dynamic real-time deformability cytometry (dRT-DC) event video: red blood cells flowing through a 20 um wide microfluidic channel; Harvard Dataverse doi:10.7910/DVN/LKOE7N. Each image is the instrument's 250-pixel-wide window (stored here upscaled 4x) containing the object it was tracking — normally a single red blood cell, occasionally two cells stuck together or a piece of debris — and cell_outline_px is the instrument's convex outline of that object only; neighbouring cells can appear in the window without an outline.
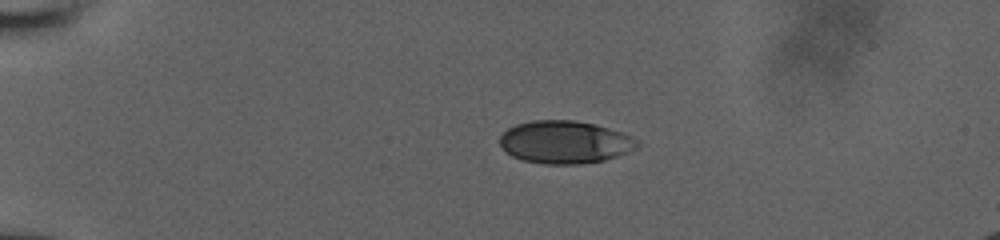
{"species": "human", "species_latin": "Homo sapiens", "temperature_condition": "room temperature", "stored_images_in_passage": 25, "camera_frame_rate_fps": 3000, "um_per_image_px": 0.085, "donor": {"sex": "male"}, "frame": {"image": 1, "passage_image": 1, "time_ms": 0.0, "image_size_px": [1000, 240], "cell_outline_px": [[640, 144], [636, 148], [628, 152], [604, 160], [580, 164], [544, 164], [524, 160], [512, 156], [504, 152], [500, 144], [500, 136], [508, 128], [516, 124], [532, 120], [572, 120], [596, 124], [632, 136], [640, 140]], "centroid_in_image_um": [48.01, 12.08], "position_along_channel_um": 37.0, "area_um2": 34.33}}
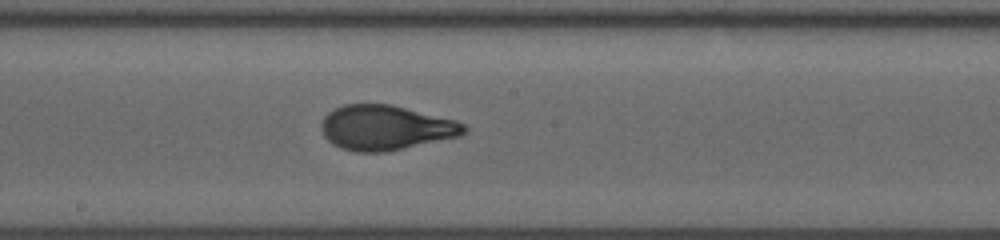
{"frame": {"image": 2, "passage_image": 12, "time_ms": 6.333, "image_size_px": [1000, 240], "cell_outline_px": [[468, 132], [460, 136], [388, 152], [356, 152], [340, 148], [332, 144], [324, 136], [320, 128], [320, 124], [324, 116], [328, 112], [344, 104], [388, 104], [456, 120], [464, 124], [468, 128]], "centroid_in_image_um": [32.77, 10.87], "position_along_channel_um": 215.4, "area_um2": 37.45}}
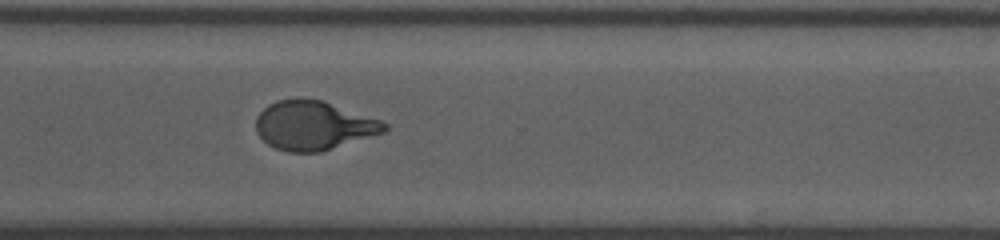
{"frame": {"image": 3, "passage_image": 24, "time_ms": 9.667, "image_size_px": [1000, 240], "cell_outline_px": [[388, 128], [384, 132], [320, 152], [288, 152], [276, 148], [268, 144], [256, 132], [256, 116], [268, 104], [276, 100], [296, 96], [304, 96], [324, 100], [380, 120], [388, 124]], "centroid_in_image_um": [26.62, 10.62], "position_along_channel_um": 344.0, "area_um2": 37.11}}